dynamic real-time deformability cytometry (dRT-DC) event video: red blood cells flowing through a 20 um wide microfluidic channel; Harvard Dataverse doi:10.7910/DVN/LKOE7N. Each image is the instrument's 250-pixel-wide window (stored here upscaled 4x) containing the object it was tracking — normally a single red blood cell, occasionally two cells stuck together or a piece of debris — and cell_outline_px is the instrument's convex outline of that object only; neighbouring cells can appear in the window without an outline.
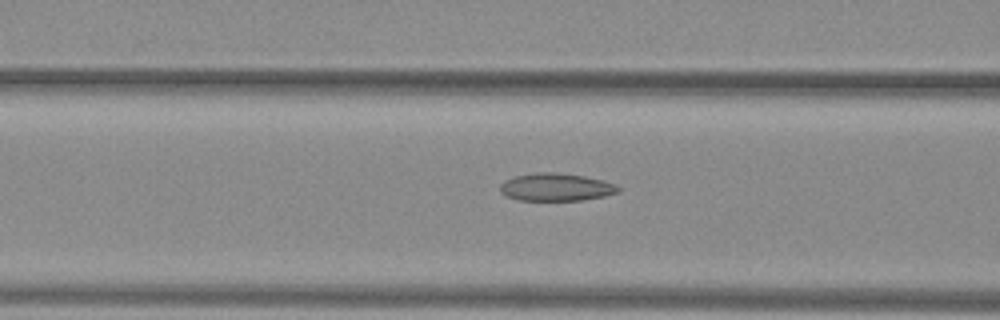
{"species": "common noctule bat (a hibernating species)", "species_latin": "Nyctalus noctula", "temperature_condition": "warm", "stored_images_in_passage": 30, "camera_frame_rate_fps": 3000, "um_per_image_px": 0.085, "animal": {"sex": "female", "body_mass_g": 29.2, "forearm_length_mm": 56.3}, "frame": {"image": 1, "passage_image": 8, "time_ms": 2.333, "image_size_px": [1000, 320], "cell_outline_px": [[620, 192], [604, 196], [580, 200], [516, 200], [500, 192], [500, 184], [504, 180], [516, 176], [536, 172], [552, 172], [584, 176], [604, 180], [616, 184], [620, 188]], "centroid_in_image_um": [47.27, 15.9], "position_along_channel_um": 119.3, "area_um2": 19.07}}
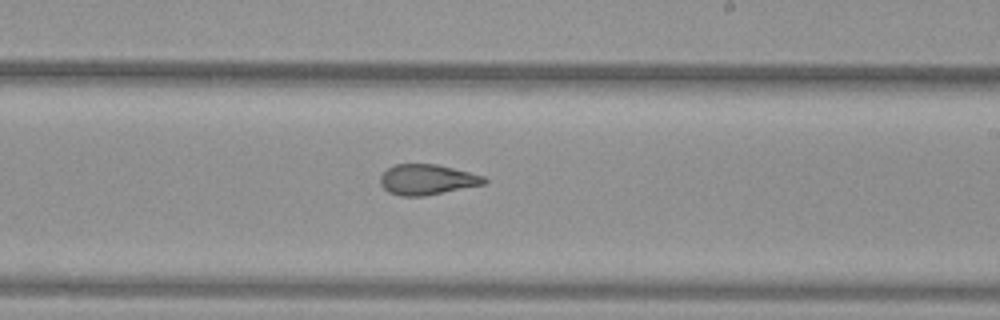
{"frame": {"image": 2, "passage_image": 18, "time_ms": 5.667, "image_size_px": [1000, 320], "cell_outline_px": [[488, 180], [484, 184], [424, 196], [400, 196], [388, 192], [380, 184], [380, 176], [388, 168], [396, 164], [436, 164], [484, 176]], "centroid_in_image_um": [36.28, 15.27], "position_along_channel_um": 252.7, "area_um2": 18.26}}
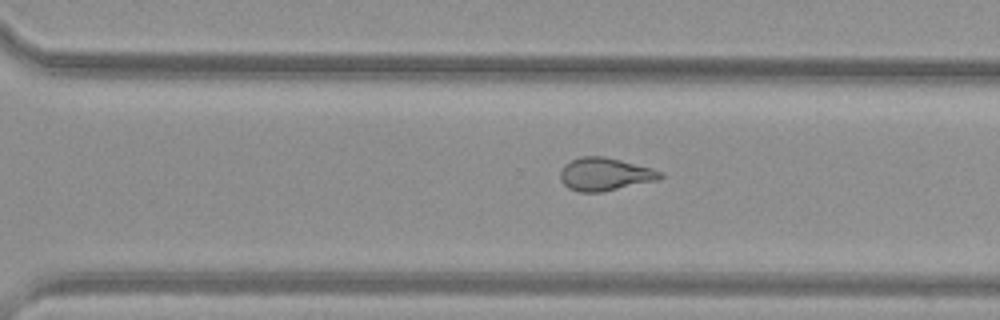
{"frame": {"image": 3, "passage_image": 23, "time_ms": 7.333, "image_size_px": [1000, 320], "cell_outline_px": [[664, 176], [660, 180], [604, 192], [580, 192], [568, 188], [560, 180], [560, 172], [564, 164], [580, 156], [604, 156], [652, 168], [664, 172]], "centroid_in_image_um": [51.45, 14.82], "position_along_channel_um": 319.2, "area_um2": 19.48}, "authors_computed_cell_mechanics": {"area_um2": 18.9873, "velocity_mm_per_s": 4.0044, "shape_relaxation_time_tau1_ms": null, "shape_relaxation_time_tau2_ms": 1.8449, "deformation_change_tau1": null, "deformation_change_tau2": 0.0936}}